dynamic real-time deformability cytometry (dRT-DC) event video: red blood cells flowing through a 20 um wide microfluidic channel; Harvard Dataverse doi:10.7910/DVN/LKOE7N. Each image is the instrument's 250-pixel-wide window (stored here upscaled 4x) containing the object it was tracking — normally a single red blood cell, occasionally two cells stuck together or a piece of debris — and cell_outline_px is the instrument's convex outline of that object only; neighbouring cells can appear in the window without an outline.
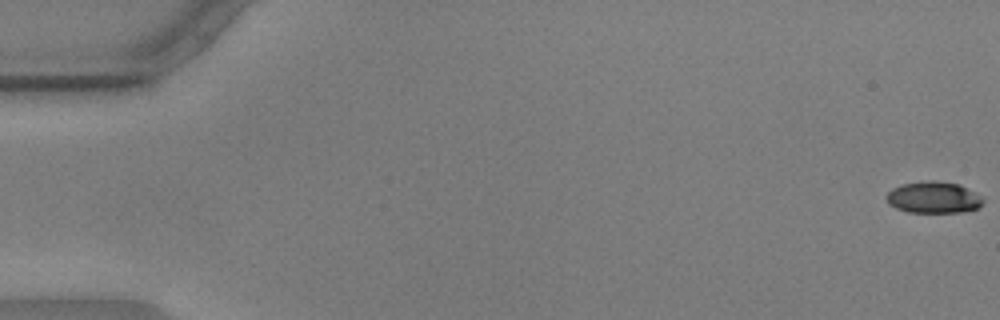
{"species": "common noctule bat (a hibernating species)", "species_latin": "Nyctalus noctula", "temperature_condition": "warm", "stored_images_in_passage": 12, "camera_frame_rate_fps": 3000, "um_per_image_px": 0.085, "animal": {"sex": "male", "body_mass_g": 17.9, "forearm_length_mm": 54.2}, "frame": {"image": 1, "passage_image": 1, "time_ms": 0.0, "image_size_px": [1000, 320], "cell_outline_px": [[984, 200], [980, 208], [964, 212], [908, 212], [896, 208], [888, 204], [884, 196], [892, 188], [904, 184], [928, 180], [936, 180], [960, 184], [980, 196]], "centroid_in_image_um": [79.34, 16.78], "position_along_channel_um": 5.7, "area_um2": 17.92}}